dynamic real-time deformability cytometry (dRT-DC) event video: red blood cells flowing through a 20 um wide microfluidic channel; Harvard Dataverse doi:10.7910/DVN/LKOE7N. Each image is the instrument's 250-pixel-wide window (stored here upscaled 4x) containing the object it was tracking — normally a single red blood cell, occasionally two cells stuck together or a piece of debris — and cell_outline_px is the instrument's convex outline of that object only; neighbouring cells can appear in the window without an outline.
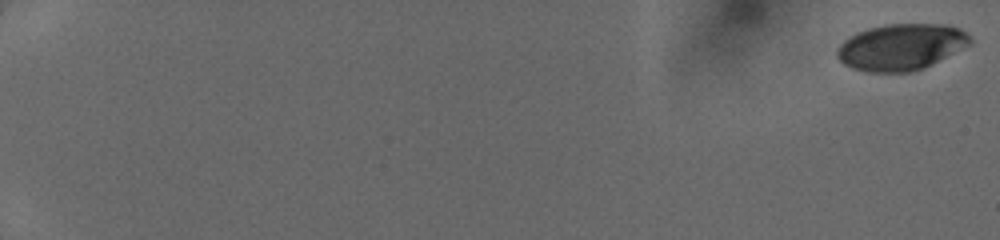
{"species": "human", "species_latin": "Homo sapiens", "temperature_condition": "cold", "stored_images_in_passage": 52, "camera_frame_rate_fps": 3000, "um_per_image_px": 0.085, "donor": {"sex": "female"}, "frame": {"image": 1, "passage_image": 1, "time_ms": 0.0, "image_size_px": [1000, 240], "cell_outline_px": [[972, 44], [924, 68], [912, 72], [868, 72], [852, 68], [844, 64], [836, 56], [836, 48], [844, 40], [856, 32], [868, 28], [888, 24], [948, 24], [960, 28], [972, 40]], "centroid_in_image_um": [76.59, 3.99], "position_along_channel_um": 8.4, "area_um2": 36.13}}
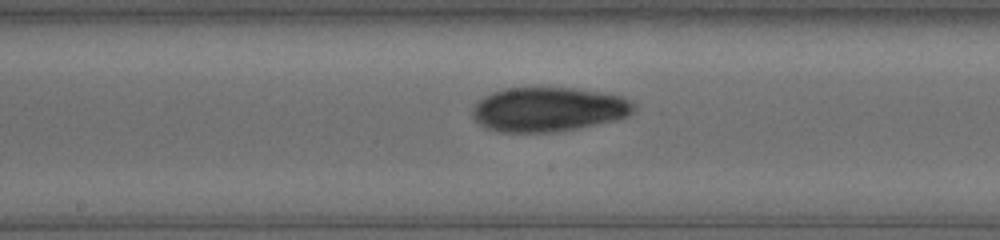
{"frame": {"image": 2, "passage_image": 31, "time_ms": 10.0, "image_size_px": [1000, 240], "cell_outline_px": [[636, 108], [628, 116], [616, 120], [556, 132], [500, 132], [488, 128], [480, 124], [472, 116], [472, 108], [484, 96], [492, 92], [504, 88], [572, 88], [604, 92], [624, 96], [632, 100], [636, 104]], "centroid_in_image_um": [46.66, 9.29], "position_along_channel_um": 201.5, "area_um2": 41.91}}
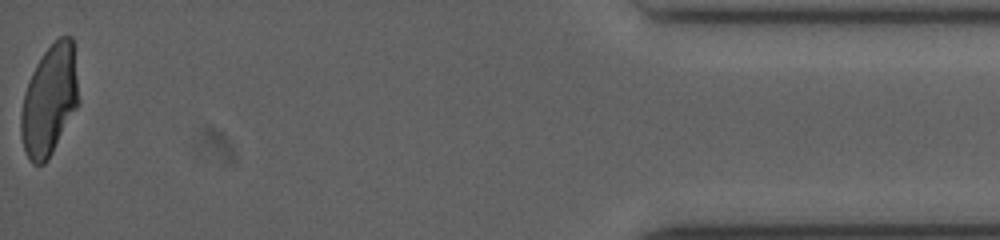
{"frame": {"image": 3, "passage_image": 52, "time_ms": 17.0, "image_size_px": [1000, 240], "cell_outline_px": [[80, 100], [76, 108], [48, 160], [44, 164], [32, 164], [28, 160], [20, 136], [20, 112], [24, 92], [32, 72], [36, 64], [44, 52], [60, 36], [72, 36]], "centroid_in_image_um": [4.18, 8.55], "position_along_channel_um": 431.0, "area_um2": 37.11}}